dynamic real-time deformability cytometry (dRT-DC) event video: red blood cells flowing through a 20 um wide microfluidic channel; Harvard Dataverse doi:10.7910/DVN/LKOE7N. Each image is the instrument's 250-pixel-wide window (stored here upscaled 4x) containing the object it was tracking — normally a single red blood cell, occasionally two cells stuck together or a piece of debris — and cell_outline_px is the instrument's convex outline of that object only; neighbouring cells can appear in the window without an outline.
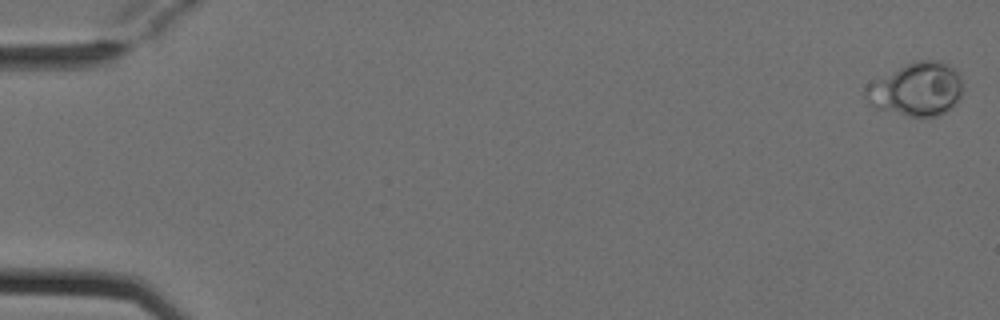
{"species": "Egyptian fruit bat (a non-hibernating species)", "species_latin": "Rousettus aegyptiacus", "temperature_condition": "cold", "stored_images_in_passage": 14, "camera_frame_rate_fps": 3000, "um_per_image_px": 0.085, "animal": {"sex": "female"}, "frame": {"image": 1, "passage_image": 1, "time_ms": 0.0, "image_size_px": [1000, 320], "cell_outline_px": [[960, 100], [956, 104], [944, 112], [936, 116], [908, 116], [876, 108], [868, 104], [864, 96], [864, 88], [872, 80], [916, 60], [940, 60], [956, 68], [960, 76]], "centroid_in_image_um": [77.88, 7.58], "position_along_channel_um": 7.1, "area_um2": 30.29}}
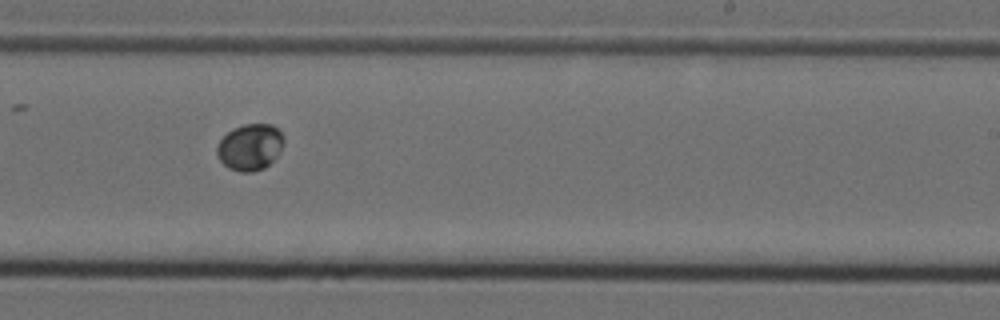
{"frame": {"image": 2, "passage_image": 9, "time_ms": 2.667, "image_size_px": [1000, 320], "cell_outline_px": [[284, 140], [280, 152], [264, 168], [252, 172], [240, 172], [228, 168], [220, 160], [216, 152], [216, 148], [220, 140], [232, 128], [244, 124], [272, 124], [284, 136]], "centroid_in_image_um": [21.24, 12.5], "position_along_channel_um": 267.8, "area_um2": 18.03}}
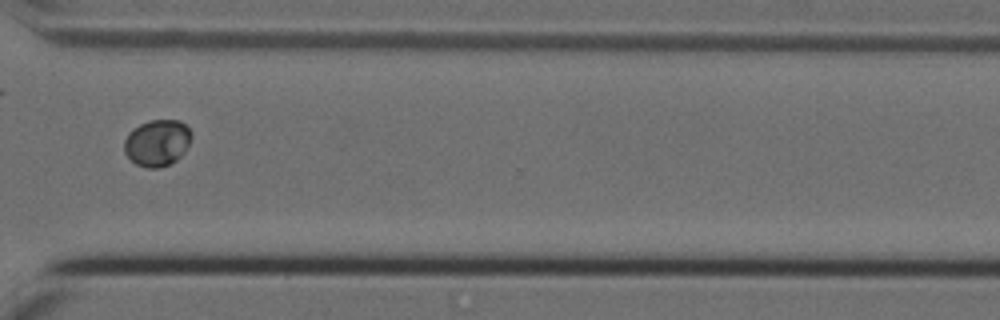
{"frame": {"image": 3, "passage_image": 11, "time_ms": 3.333, "image_size_px": [1000, 320], "cell_outline_px": [[192, 136], [184, 152], [176, 160], [160, 168], [144, 168], [136, 164], [124, 152], [124, 140], [128, 132], [140, 124], [152, 120], [180, 120], [192, 132]], "centroid_in_image_um": [13.35, 12.14], "position_along_channel_um": 357.2, "area_um2": 18.21}}